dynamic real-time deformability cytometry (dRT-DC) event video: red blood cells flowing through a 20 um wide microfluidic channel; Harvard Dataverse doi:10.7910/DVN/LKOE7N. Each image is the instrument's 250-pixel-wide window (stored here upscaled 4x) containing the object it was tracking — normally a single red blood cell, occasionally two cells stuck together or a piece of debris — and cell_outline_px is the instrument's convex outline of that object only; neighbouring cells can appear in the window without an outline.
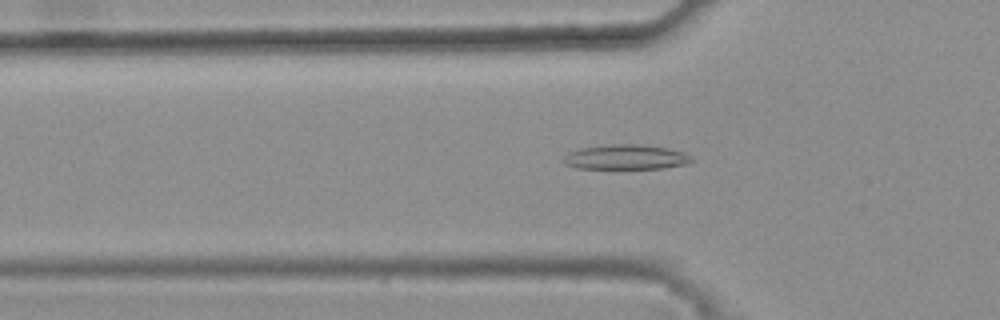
{"species": "common noctule bat (a hibernating species)", "species_latin": "Nyctalus noctula", "temperature_condition": "warm", "stored_images_in_passage": 34, "camera_frame_rate_fps": 3000, "um_per_image_px": 0.085, "animal": {"sex": "female", "body_mass_g": 25.1}, "frame": {"image": 1, "passage_image": 5, "time_ms": 1.333, "image_size_px": [1000, 320], "cell_outline_px": [[692, 160], [688, 164], [664, 168], [576, 168], [564, 164], [560, 160], [568, 152], [580, 148], [608, 144], [640, 144], [668, 148], [684, 152], [692, 156]], "centroid_in_image_um": [53.18, 13.35], "position_along_channel_um": 72.6, "area_um2": 18.73}}
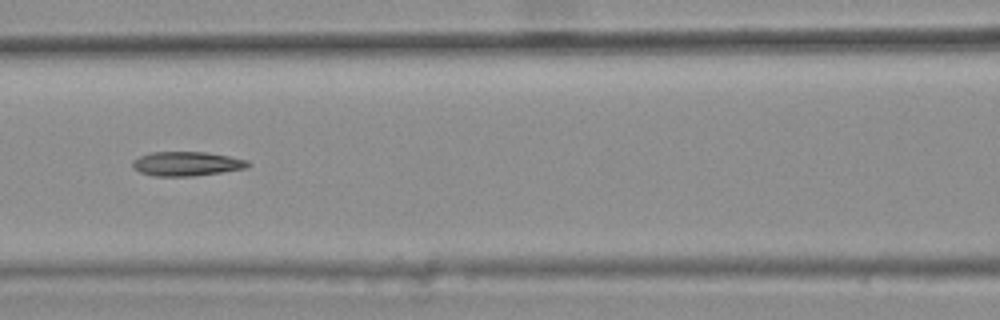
{"frame": {"image": 2, "passage_image": 11, "time_ms": 3.333, "image_size_px": [1000, 320], "cell_outline_px": [[252, 164], [248, 168], [192, 176], [152, 176], [140, 172], [132, 168], [132, 160], [140, 156], [152, 152], [204, 152], [228, 156], [248, 160]], "centroid_in_image_um": [15.86, 13.92], "position_along_channel_um": 150.7, "area_um2": 16.36}}
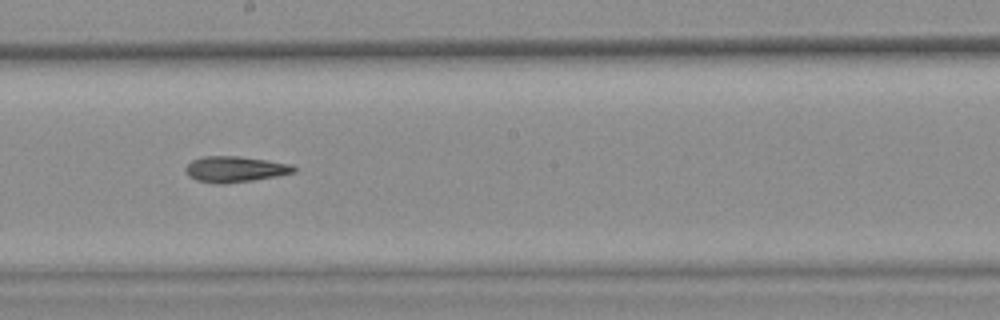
{"frame": {"image": 3, "passage_image": 17, "time_ms": 5.333, "image_size_px": [1000, 320], "cell_outline_px": [[296, 172], [276, 176], [252, 180], [224, 184], [216, 184], [196, 180], [188, 176], [184, 168], [192, 160], [200, 156], [240, 156], [268, 160], [292, 164], [296, 168]], "centroid_in_image_um": [19.96, 14.38], "position_along_channel_um": 228.2, "area_um2": 16.47}}